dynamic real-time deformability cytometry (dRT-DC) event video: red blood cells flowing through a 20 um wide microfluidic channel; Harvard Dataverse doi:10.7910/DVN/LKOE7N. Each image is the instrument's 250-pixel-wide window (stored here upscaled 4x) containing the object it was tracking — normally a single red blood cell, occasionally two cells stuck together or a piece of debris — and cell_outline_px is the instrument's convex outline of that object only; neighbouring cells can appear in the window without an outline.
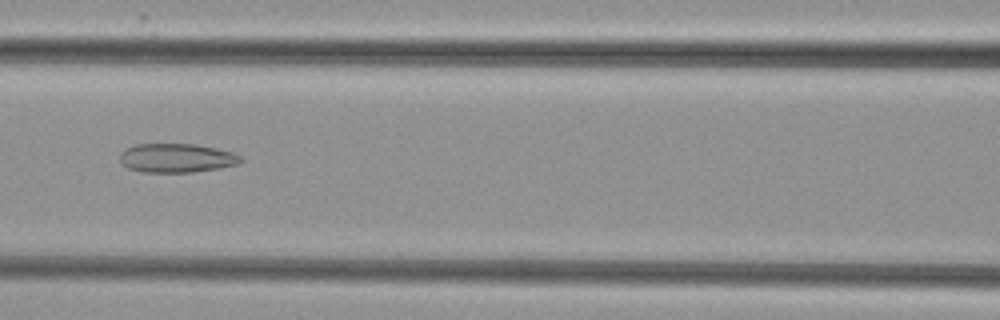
{"species": "common noctule bat (a hibernating species)", "species_latin": "Nyctalus noctula", "temperature_condition": "cold", "stored_images_in_passage": 6, "camera_frame_rate_fps": 3000, "um_per_image_px": 0.085, "animal": {"sex": "female", "body_mass_g": 29.2, "forearm_length_mm": 56.3}, "frame": {"image": 1, "passage_image": 6, "time_ms": 7.0, "image_size_px": [1000, 320], "cell_outline_px": [[244, 160], [236, 164], [216, 168], [192, 172], [140, 172], [128, 168], [120, 160], [120, 152], [124, 148], [136, 144], [196, 144], [236, 152]], "centroid_in_image_um": [15.0, 13.42], "position_along_channel_um": 151.6, "area_um2": 20.46}}